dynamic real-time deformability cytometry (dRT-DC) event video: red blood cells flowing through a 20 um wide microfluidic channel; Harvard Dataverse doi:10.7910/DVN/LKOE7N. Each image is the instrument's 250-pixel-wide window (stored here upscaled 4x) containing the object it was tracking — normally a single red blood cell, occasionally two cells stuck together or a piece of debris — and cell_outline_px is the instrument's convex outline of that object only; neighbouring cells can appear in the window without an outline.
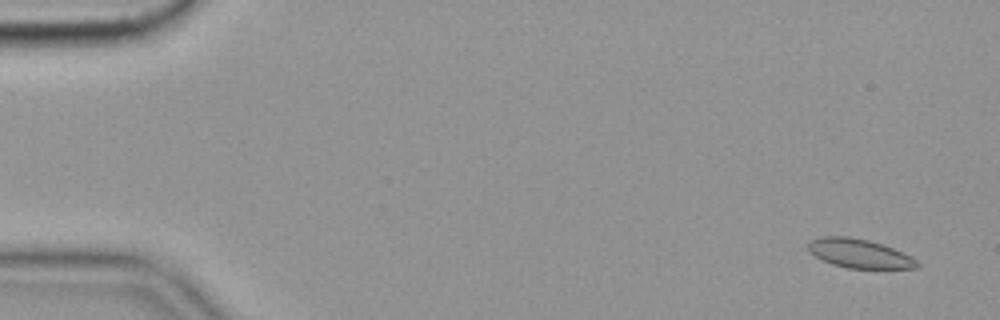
{"species": "common noctule bat (a hibernating species)", "species_latin": "Nyctalus noctula", "temperature_condition": "cold", "stored_images_in_passage": 57, "camera_frame_rate_fps": 3000, "um_per_image_px": 0.085, "animal": {"sex": "female", "body_mass_g": 19.9}, "frame": {"image": 1, "passage_image": 3, "time_ms": 0.667, "image_size_px": [1000, 320], "cell_outline_px": [[920, 264], [916, 268], [848, 268], [832, 264], [808, 252], [808, 244], [812, 240], [820, 236], [848, 236], [868, 240], [892, 248], [916, 260]], "centroid_in_image_um": [72.99, 21.54], "position_along_channel_um": 12.0, "area_um2": 18.03}}
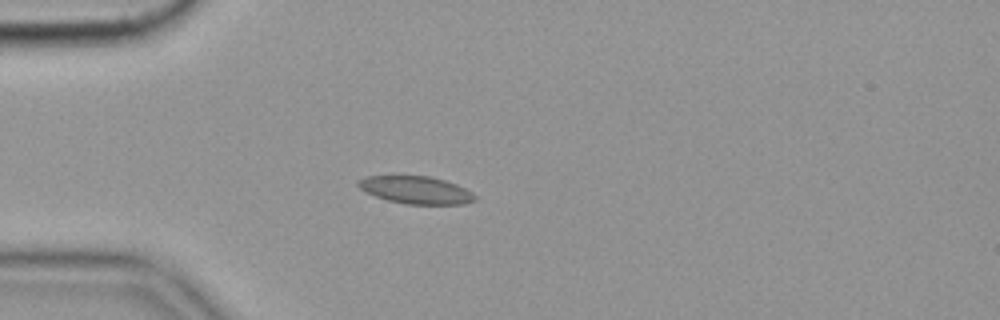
{"frame": {"image": 2, "passage_image": 16, "time_ms": 5.0, "image_size_px": [1000, 320], "cell_outline_px": [[476, 200], [464, 204], [404, 204], [388, 200], [376, 196], [360, 188], [356, 184], [356, 180], [364, 176], [428, 176], [444, 180], [456, 184], [472, 192], [476, 196]], "centroid_in_image_um": [35.35, 16.15], "position_along_channel_um": 49.7, "area_um2": 18.67}}
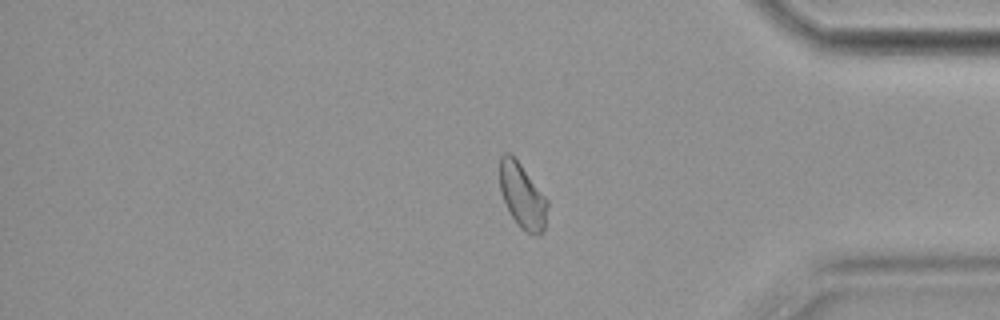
{"frame": {"image": 3, "passage_image": 48, "time_ms": 15.667, "image_size_px": [1000, 320], "cell_outline_px": [[548, 204], [544, 232], [540, 236], [536, 236], [520, 228], [512, 216], [500, 192], [500, 156], [504, 152], [508, 152], [520, 164], [548, 200]], "centroid_in_image_um": [44.41, 16.68], "position_along_channel_um": 390.8, "area_um2": 17.86}, "authors_computed_cell_mechanics": {"area_um2": 18.5538, "velocity_mm_per_s": 3.5192, "shape_relaxation_time_tau1_ms": 5.3599, "shape_relaxation_time_tau2_ms": 2.4691, "deformation_change_tau1": 0.0774, "deformation_change_tau2": 0.0597}}